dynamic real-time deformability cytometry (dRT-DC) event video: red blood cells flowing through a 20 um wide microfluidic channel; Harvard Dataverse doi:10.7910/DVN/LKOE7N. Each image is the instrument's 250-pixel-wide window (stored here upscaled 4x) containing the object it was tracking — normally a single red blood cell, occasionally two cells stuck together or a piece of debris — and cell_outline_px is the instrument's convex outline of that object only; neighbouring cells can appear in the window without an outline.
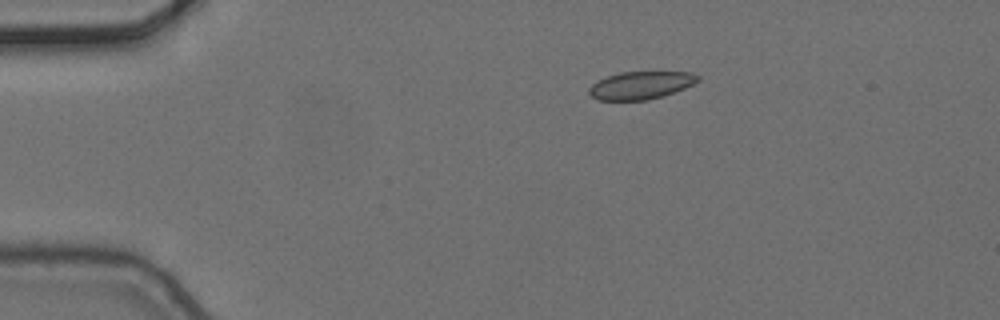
{"species": "common noctule bat (a hibernating species)", "species_latin": "Nyctalus noctula", "temperature_condition": "cold", "stored_images_in_passage": 6, "camera_frame_rate_fps": 3000, "um_per_image_px": 0.085, "animal": {"sex": "female", "body_mass_g": 24.6, "forearm_length_mm": 56.2}, "frame": {"image": 1, "passage_image": 3, "time_ms": 0.667, "image_size_px": [1000, 320], "cell_outline_px": [[700, 80], [684, 88], [648, 100], [596, 100], [588, 92], [588, 88], [592, 84], [608, 76], [620, 72], [692, 72], [700, 76]], "centroid_in_image_um": [54.46, 7.24], "position_along_channel_um": 30.5, "area_um2": 17.4}}
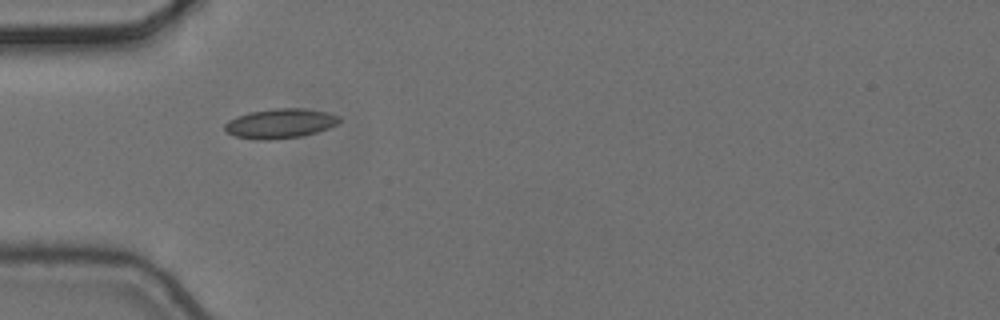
{"frame": {"image": 2, "passage_image": 5, "time_ms": 1.333, "image_size_px": [1000, 320], "cell_outline_px": [[340, 120], [336, 124], [328, 128], [304, 136], [272, 140], [256, 140], [236, 136], [228, 132], [224, 128], [224, 124], [228, 120], [236, 116], [248, 112], [272, 108], [304, 108], [328, 112], [340, 116]], "centroid_in_image_um": [23.81, 10.49], "position_along_channel_um": 61.2, "area_um2": 20.0}}
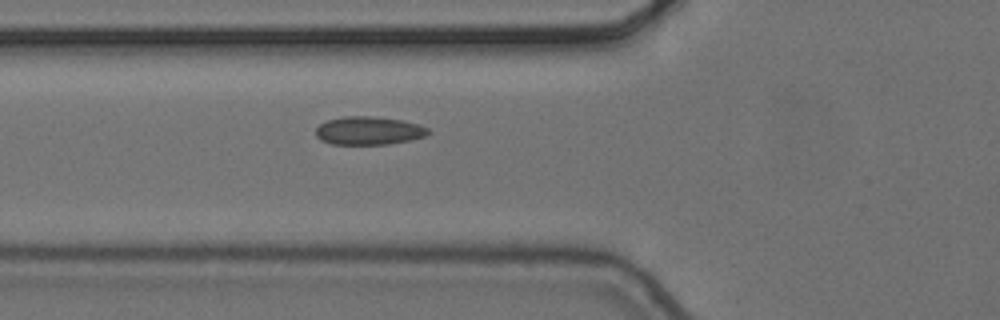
{"frame": {"image": 3, "passage_image": 6, "time_ms": 1.667, "image_size_px": [1000, 320], "cell_outline_px": [[428, 132], [424, 136], [408, 140], [388, 144], [332, 144], [320, 140], [316, 136], [316, 128], [320, 124], [328, 120], [344, 116], [372, 116], [400, 120], [416, 124], [428, 128]], "centroid_in_image_um": [31.28, 11.11], "position_along_channel_um": 94.5, "area_um2": 18.21}}